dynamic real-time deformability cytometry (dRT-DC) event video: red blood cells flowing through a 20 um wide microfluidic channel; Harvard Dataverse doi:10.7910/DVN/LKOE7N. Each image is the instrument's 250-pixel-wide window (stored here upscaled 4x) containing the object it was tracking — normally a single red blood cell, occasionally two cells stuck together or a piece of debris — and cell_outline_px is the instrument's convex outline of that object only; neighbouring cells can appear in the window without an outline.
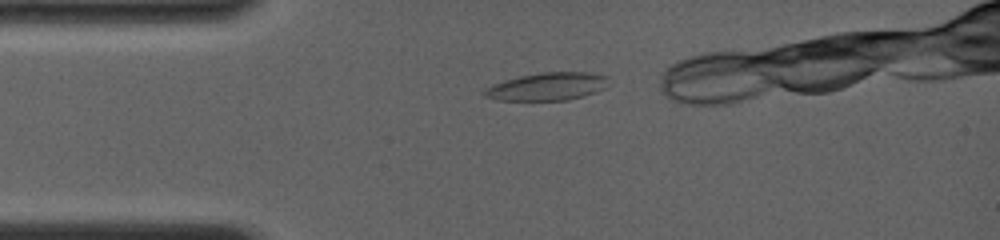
{"species": "common noctule bat (a hibernating species)", "species_latin": "Nyctalus noctula", "temperature_condition": "room temperature", "stored_images_in_passage": 29, "camera_frame_rate_fps": 4000, "um_per_image_px": 0.085, "animal": {"sex": "female", "body_mass_g": 19.0, "forearm_length_mm": 56.7}, "frame": {"image": 1, "passage_image": 2, "time_ms": 0.25, "image_size_px": [1000, 240], "cell_outline_px": [[608, 76], [604, 88], [596, 92], [584, 96], [568, 100], [496, 100], [484, 96], [480, 92], [484, 88], [492, 84], [504, 80], [520, 76], [540, 72], [588, 72]], "centroid_in_image_um": [46.46, 7.35], "position_along_channel_um": 38.5, "area_um2": 20.23}}
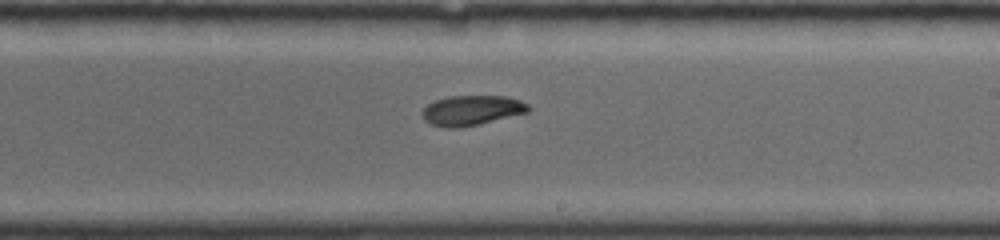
{"frame": {"image": 2, "passage_image": 19, "time_ms": 6.0, "image_size_px": [1000, 240], "cell_outline_px": [[532, 108], [528, 112], [480, 124], [460, 128], [444, 128], [432, 124], [424, 120], [424, 108], [428, 104], [436, 100], [448, 96], [504, 96], [520, 100], [528, 104]], "centroid_in_image_um": [40.13, 9.38], "position_along_channel_um": 248.9, "area_um2": 18.5}}
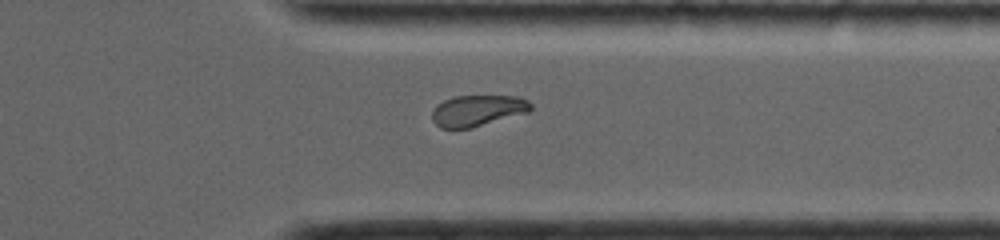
{"frame": {"image": 3, "passage_image": 28, "time_ms": 9.0, "image_size_px": [1000, 240], "cell_outline_px": [[532, 108], [528, 112], [472, 128], [440, 128], [432, 120], [432, 112], [436, 104], [444, 100], [456, 96], [520, 96], [528, 100], [532, 104]], "centroid_in_image_um": [40.6, 9.39], "position_along_channel_um": 370.8, "area_um2": 17.98}}